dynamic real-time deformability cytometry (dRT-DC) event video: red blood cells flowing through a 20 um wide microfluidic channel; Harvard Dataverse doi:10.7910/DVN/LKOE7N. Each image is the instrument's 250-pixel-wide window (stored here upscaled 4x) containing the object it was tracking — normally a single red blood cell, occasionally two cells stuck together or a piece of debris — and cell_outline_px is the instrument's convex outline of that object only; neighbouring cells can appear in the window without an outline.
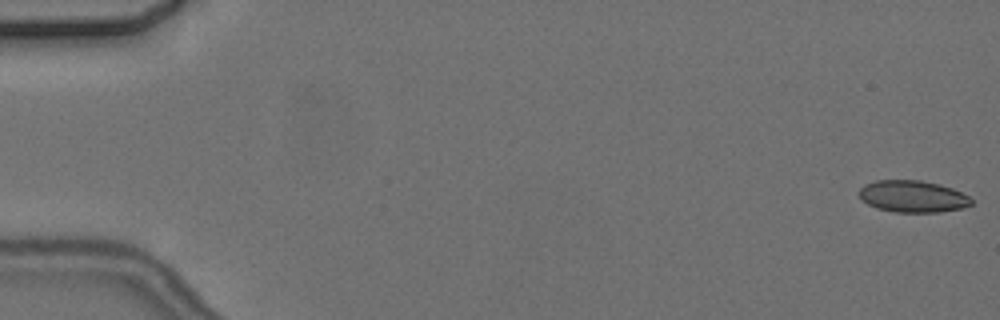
{"species": "common noctule bat (a hibernating species)", "species_latin": "Nyctalus noctula", "temperature_condition": "cold", "stored_images_in_passage": 10, "camera_frame_rate_fps": 3000, "um_per_image_px": 0.085, "animal": {"sex": "female", "body_mass_g": 24.6, "forearm_length_mm": 56.2}, "frame": {"image": 1, "passage_image": 1, "time_ms": 0.0, "image_size_px": [1000, 320], "cell_outline_px": [[972, 204], [960, 208], [940, 212], [896, 212], [876, 208], [860, 200], [860, 188], [864, 184], [876, 180], [920, 180], [940, 184], [952, 188], [968, 196], [972, 200]], "centroid_in_image_um": [77.55, 16.69], "position_along_channel_um": 7.4, "area_um2": 20.81}}
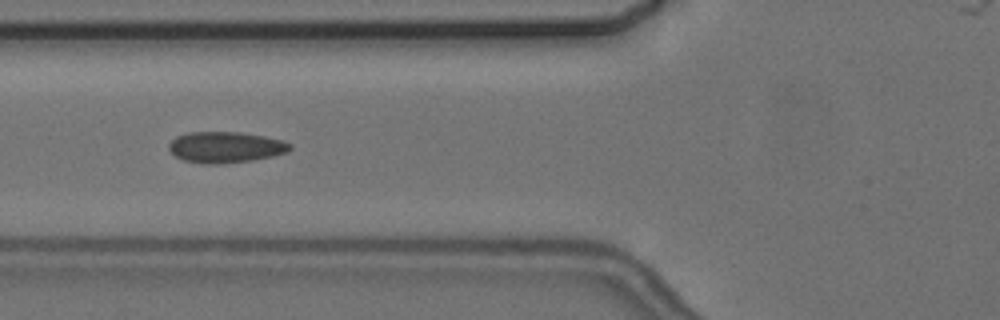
{"frame": {"image": 2, "passage_image": 6, "time_ms": 7.0, "image_size_px": [1000, 320], "cell_outline_px": [[292, 148], [288, 152], [272, 156], [252, 160], [216, 164], [208, 164], [184, 160], [176, 156], [168, 148], [168, 144], [176, 136], [188, 132], [240, 132], [264, 136], [284, 140], [292, 144]], "centroid_in_image_um": [19.2, 12.5], "position_along_channel_um": 106.6, "area_um2": 21.91}}
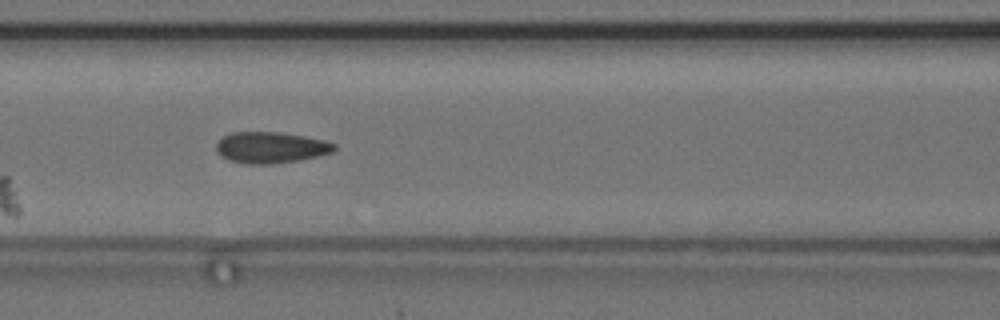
{"frame": {"image": 3, "passage_image": 7, "time_ms": 8.0, "image_size_px": [1000, 320], "cell_outline_px": [[336, 148], [332, 152], [316, 156], [296, 160], [272, 164], [248, 164], [232, 160], [224, 156], [216, 148], [216, 144], [224, 136], [232, 132], [280, 132], [304, 136], [324, 140], [336, 144]], "centroid_in_image_um": [23.05, 12.52], "position_along_channel_um": 143.6, "area_um2": 21.04}}